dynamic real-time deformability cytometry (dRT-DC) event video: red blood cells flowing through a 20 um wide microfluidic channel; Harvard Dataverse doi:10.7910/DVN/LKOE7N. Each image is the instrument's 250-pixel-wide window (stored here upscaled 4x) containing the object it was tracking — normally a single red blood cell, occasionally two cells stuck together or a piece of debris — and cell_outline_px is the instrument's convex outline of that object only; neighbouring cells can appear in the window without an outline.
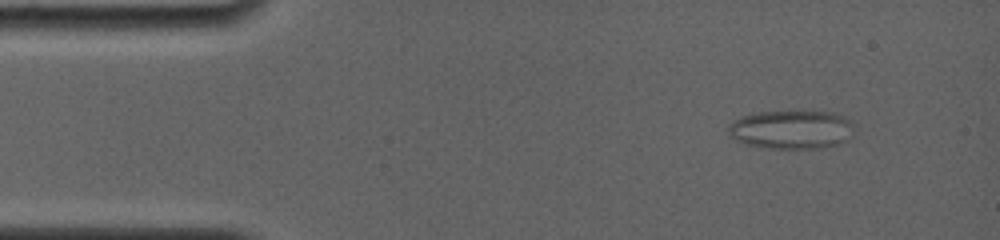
{"species": "common noctule bat (a hibernating species)", "species_latin": "Nyctalus noctula", "temperature_condition": "room temperature", "stored_images_in_passage": 8, "camera_frame_rate_fps": 4000, "um_per_image_px": 0.085, "animal": {"sex": "female", "body_mass_g": 19.0, "forearm_length_mm": 56.7}, "frame": {"image": 1, "passage_image": 2, "time_ms": 0.75, "image_size_px": [1000, 240], "cell_outline_px": [[852, 136], [848, 140], [824, 148], [768, 148], [744, 144], [728, 136], [728, 128], [736, 120], [744, 116], [760, 112], [832, 112], [844, 116], [852, 120]], "centroid_in_image_um": [67.3, 11.03], "position_along_channel_um": 17.7, "area_um2": 28.21}}
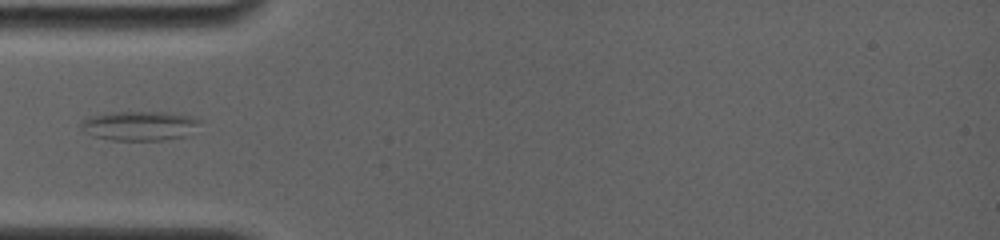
{"frame": {"image": 2, "passage_image": 6, "time_ms": 4.25, "image_size_px": [1000, 240], "cell_outline_px": [[200, 120], [184, 136], [164, 140], [112, 140], [92, 136], [84, 132], [80, 128], [80, 120], [88, 116], [112, 112], [168, 112], [196, 116]], "centroid_in_image_um": [11.76, 10.68], "position_along_channel_um": 73.2, "area_um2": 20.4}}
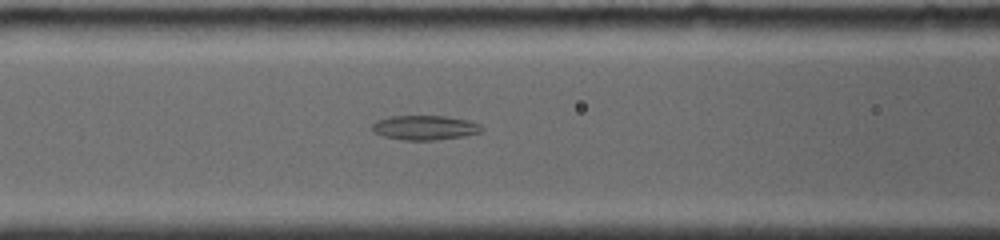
{"frame": {"image": 3, "passage_image": 8, "time_ms": 5.75, "image_size_px": [1000, 240], "cell_outline_px": [[484, 132], [464, 136], [436, 140], [404, 140], [384, 136], [376, 132], [372, 128], [372, 124], [376, 120], [392, 116], [444, 116], [468, 120], [480, 124], [484, 128]], "centroid_in_image_um": [36.17, 10.85], "position_along_channel_um": 130.4, "area_um2": 15.66}}